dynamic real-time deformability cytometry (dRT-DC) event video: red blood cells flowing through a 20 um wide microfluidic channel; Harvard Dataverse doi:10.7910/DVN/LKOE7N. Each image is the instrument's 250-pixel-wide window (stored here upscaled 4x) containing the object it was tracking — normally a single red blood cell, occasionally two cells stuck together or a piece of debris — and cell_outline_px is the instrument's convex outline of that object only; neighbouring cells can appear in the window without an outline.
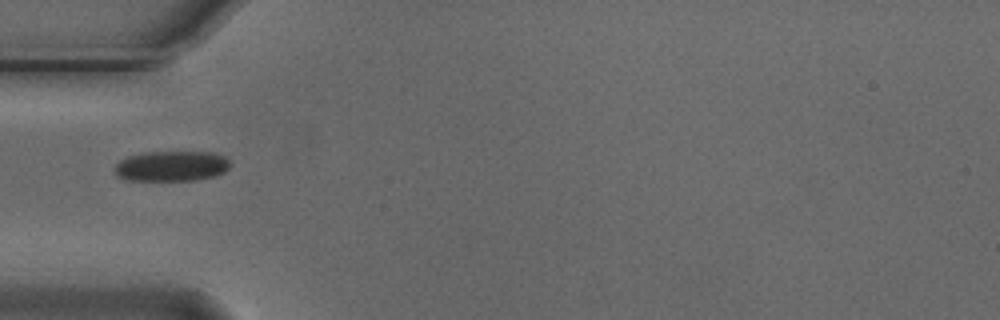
{"species": "Egyptian fruit bat (a non-hibernating species)", "species_latin": "Rousettus aegyptiacus", "temperature_condition": "cold", "stored_images_in_passage": 1, "camera_frame_rate_fps": 3000, "um_per_image_px": 0.085, "animal": {"sex": "male"}, "frame": {"image": 1, "passage_image": 1, "time_ms": 0.0, "image_size_px": [1000, 320], "cell_outline_px": [[232, 164], [224, 172], [216, 176], [196, 180], [124, 180], [116, 176], [116, 164], [120, 160], [128, 156], [144, 152], [212, 152], [224, 156]], "centroid_in_image_um": [14.59, 14.12], "position_along_channel_um": 70.4, "area_um2": 20.52}}